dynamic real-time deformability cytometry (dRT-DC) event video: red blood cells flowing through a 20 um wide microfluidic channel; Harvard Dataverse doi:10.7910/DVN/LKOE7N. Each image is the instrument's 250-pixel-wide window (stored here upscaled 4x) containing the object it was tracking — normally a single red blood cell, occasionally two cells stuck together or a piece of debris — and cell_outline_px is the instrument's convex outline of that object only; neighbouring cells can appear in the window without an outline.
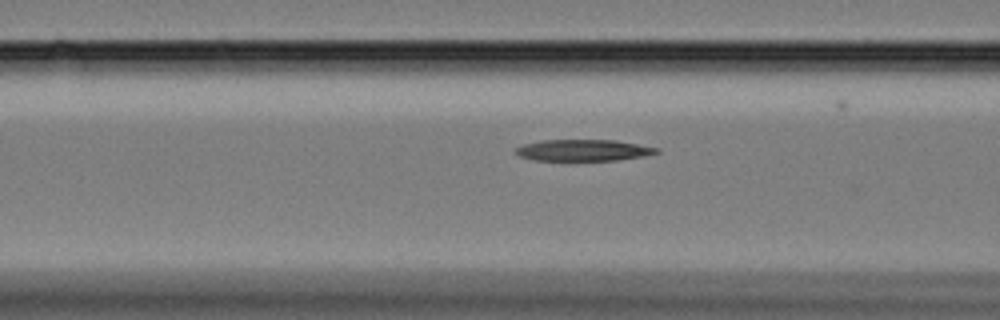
{"species": "Egyptian fruit bat (a non-hibernating species)", "species_latin": "Rousettus aegyptiacus", "temperature_condition": "cold", "stored_images_in_passage": 41, "camera_frame_rate_fps": 3000, "um_per_image_px": 0.085, "animal": {"sex": "female"}, "frame": {"image": 1, "passage_image": 17, "time_ms": 5.333, "image_size_px": [1000, 320], "cell_outline_px": [[660, 152], [640, 156], [616, 160], [536, 160], [520, 156], [516, 152], [516, 148], [524, 144], [540, 140], [616, 140], [660, 148]], "centroid_in_image_um": [49.59, 12.76], "position_along_channel_um": 117.0, "area_um2": 17.34}}
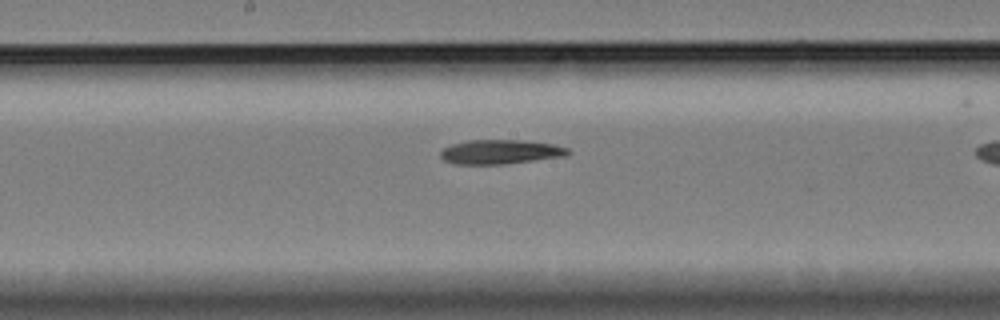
{"frame": {"image": 2, "passage_image": 25, "time_ms": 8.0, "image_size_px": [1000, 320], "cell_outline_px": [[572, 152], [568, 156], [504, 164], [452, 164], [444, 160], [440, 156], [440, 152], [444, 148], [452, 144], [468, 140], [524, 140], [552, 144], [568, 148]], "centroid_in_image_um": [42.56, 12.91], "position_along_channel_um": 205.6, "area_um2": 18.21}}
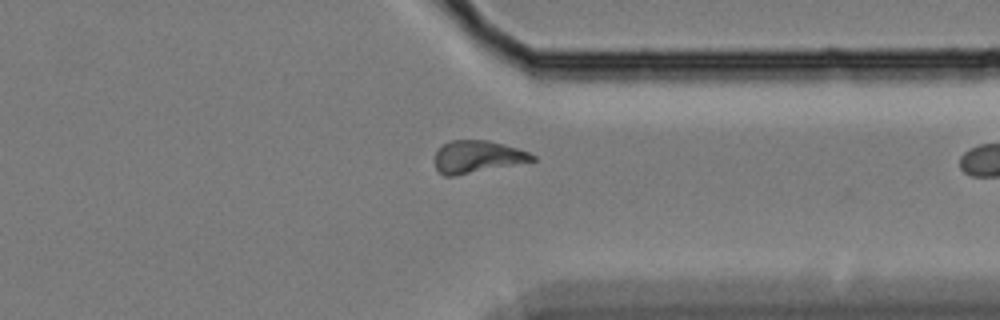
{"frame": {"image": 3, "passage_image": 40, "time_ms": 13.0, "image_size_px": [1000, 320], "cell_outline_px": [[536, 160], [452, 176], [444, 176], [436, 168], [436, 152], [444, 144], [452, 140], [488, 140], [504, 144], [528, 152], [536, 156]], "centroid_in_image_um": [40.58, 13.31], "position_along_channel_um": 370.8, "area_um2": 17.92}}